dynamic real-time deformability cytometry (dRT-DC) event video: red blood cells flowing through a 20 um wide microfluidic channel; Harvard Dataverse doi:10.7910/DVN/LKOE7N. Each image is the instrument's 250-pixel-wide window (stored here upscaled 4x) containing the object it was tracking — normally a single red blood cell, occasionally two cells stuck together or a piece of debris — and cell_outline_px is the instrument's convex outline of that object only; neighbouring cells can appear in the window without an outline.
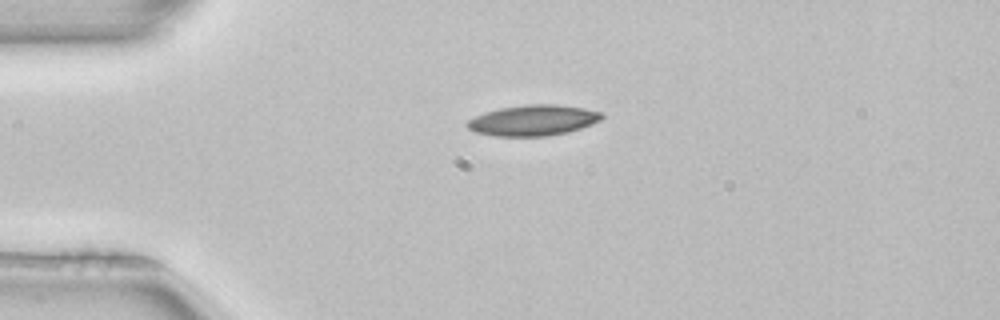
{"species": "common noctule bat (a hibernating species)", "species_latin": "Nyctalus noctula", "temperature_condition": "room temperature", "stored_images_in_passage": 40, "camera_frame_rate_fps": 3000, "um_per_image_px": 0.085, "animal": {"sex": "female", "body_mass_g": 22.7, "forearm_length_mm": 54.2}, "frame": {"image": 1, "passage_image": 1, "time_ms": 0.0, "image_size_px": [1000, 320], "cell_outline_px": [[604, 116], [600, 120], [592, 124], [568, 132], [548, 136], [496, 136], [476, 132], [468, 128], [464, 124], [468, 120], [484, 112], [500, 108], [528, 104], [556, 104], [584, 108], [604, 112]], "centroid_in_image_um": [45.33, 10.22], "position_along_channel_um": 39.7, "area_um2": 24.16}}
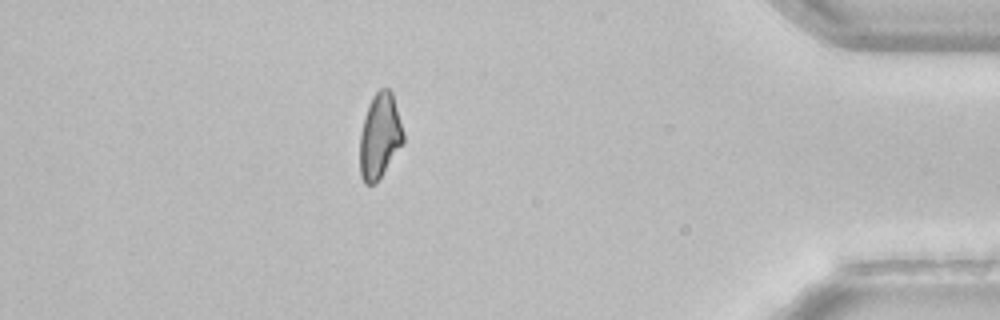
{"frame": {"image": 2, "passage_image": 34, "time_ms": 11.0, "image_size_px": [1000, 320], "cell_outline_px": [[404, 140], [376, 184], [364, 184], [360, 176], [360, 136], [364, 116], [368, 104], [372, 96], [380, 88], [388, 88], [392, 92], [404, 132]], "centroid_in_image_um": [32.26, 11.55], "position_along_channel_um": 402.9, "area_um2": 21.5}, "authors_computed_cell_mechanics": {"area_um2": 23.0044, "velocity_mm_per_s": 3.9949, "shape_relaxation_time_tau1_ms": 4.5799, "shape_relaxation_time_tau2_ms": null, "deformation_change_tau1": 0.1331, "deformation_change_tau2": null}}